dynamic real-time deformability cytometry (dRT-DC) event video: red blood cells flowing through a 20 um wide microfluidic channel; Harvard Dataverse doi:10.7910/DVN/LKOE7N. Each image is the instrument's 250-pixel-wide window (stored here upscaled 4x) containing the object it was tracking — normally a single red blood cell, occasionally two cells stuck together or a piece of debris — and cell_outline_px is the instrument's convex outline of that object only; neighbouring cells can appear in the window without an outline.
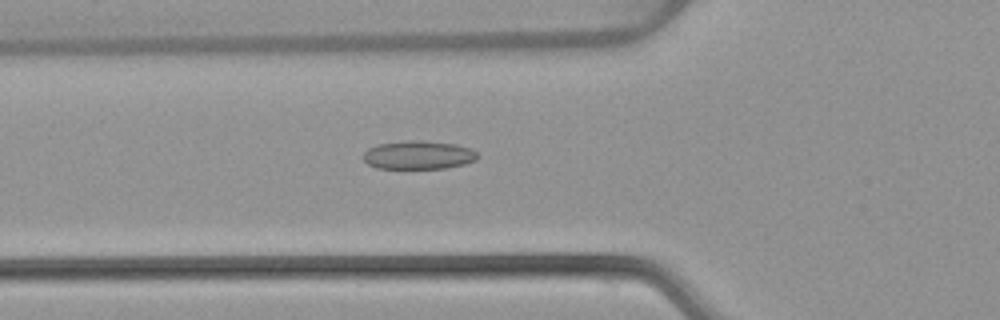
{"species": "common noctule bat (a hibernating species)", "species_latin": "Nyctalus noctula", "temperature_condition": "warm", "stored_images_in_passage": 53, "camera_frame_rate_fps": 3000, "um_per_image_px": 0.085, "animal": {"sex": "female", "body_mass_g": 22.7, "forearm_length_mm": 54.2}, "frame": {"image": 1, "passage_image": 19, "time_ms": 6.0, "image_size_px": [1000, 320], "cell_outline_px": [[480, 156], [476, 160], [464, 164], [444, 168], [376, 168], [368, 164], [364, 160], [364, 152], [368, 148], [376, 144], [408, 140], [424, 140], [456, 144], [472, 148]], "centroid_in_image_um": [35.58, 13.16], "position_along_channel_um": 90.2, "area_um2": 19.13}}
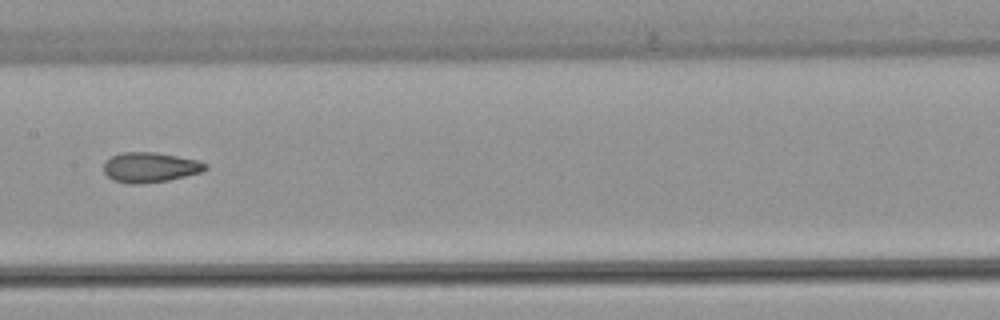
{"frame": {"image": 2, "passage_image": 27, "time_ms": 8.667, "image_size_px": [1000, 320], "cell_outline_px": [[208, 168], [200, 172], [168, 180], [140, 184], [128, 184], [112, 180], [104, 172], [104, 160], [120, 152], [156, 152], [196, 160], [208, 164]], "centroid_in_image_um": [12.71, 14.22], "position_along_channel_um": 194.7, "area_um2": 17.8}}
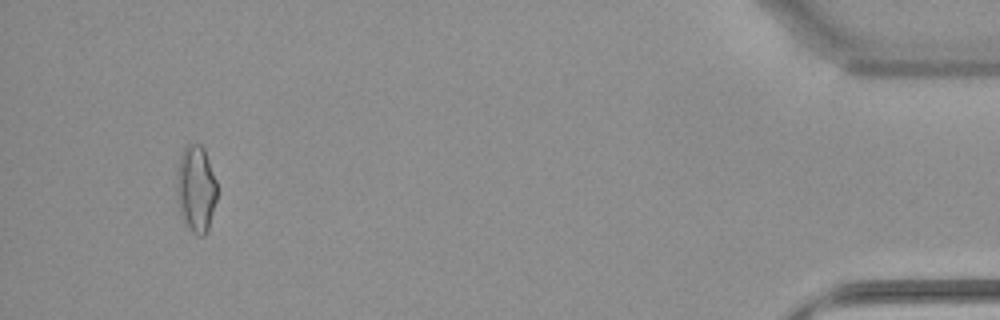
{"frame": {"image": 3, "passage_image": 50, "time_ms": 16.333, "image_size_px": [1000, 320], "cell_outline_px": [[216, 200], [208, 228], [204, 236], [196, 236], [184, 224], [180, 216], [176, 196], [176, 172], [180, 156], [184, 148], [188, 144], [200, 144], [204, 148], [216, 180]], "centroid_in_image_um": [16.62, 16.07], "position_along_channel_um": 418.6, "area_um2": 20.69}, "authors_computed_cell_mechanics": {"area_um2": 18.3804, "velocity_mm_per_s": 3.8961, "shape_relaxation_time_tau1_ms": null, "shape_relaxation_time_tau2_ms": 1.8507, "deformation_change_tau1": null, "deformation_change_tau2": 0.0936}}